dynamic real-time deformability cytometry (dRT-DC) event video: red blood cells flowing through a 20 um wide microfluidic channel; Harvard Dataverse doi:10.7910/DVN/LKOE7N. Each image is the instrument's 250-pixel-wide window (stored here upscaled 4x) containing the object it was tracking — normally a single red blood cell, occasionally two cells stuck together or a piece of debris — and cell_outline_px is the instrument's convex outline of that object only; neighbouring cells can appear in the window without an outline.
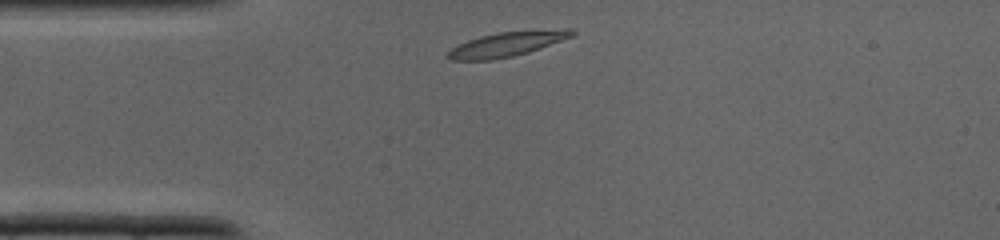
{"species": "common noctule bat (a hibernating species)", "species_latin": "Nyctalus noctula", "temperature_condition": "cold", "stored_images_in_passage": 24, "camera_frame_rate_fps": 3000, "um_per_image_px": 0.085, "animal": {"sex": "male", "body_mass_g": 19.0, "forearm_length_mm": 50.8}, "frame": {"image": 1, "passage_image": 1, "time_ms": 0.0, "image_size_px": [1000, 240], "cell_outline_px": [[576, 32], [572, 36], [540, 48], [528, 52], [512, 56], [492, 60], [452, 60], [444, 56], [452, 48], [468, 40], [480, 36], [496, 32], [564, 28], [572, 28]], "centroid_in_image_um": [43.1, 3.74], "position_along_channel_um": 41.9, "area_um2": 17.8}}
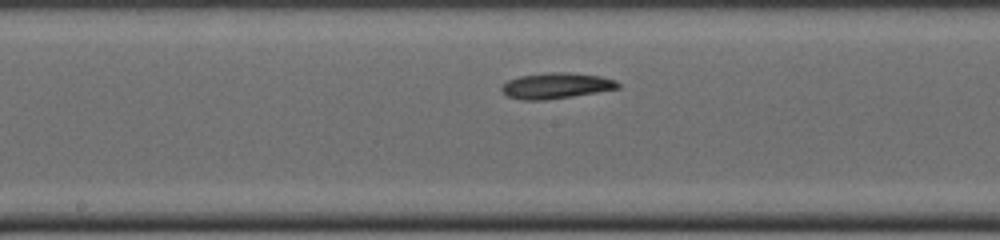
{"frame": {"image": 2, "passage_image": 11, "time_ms": 3.333, "image_size_px": [1000, 240], "cell_outline_px": [[620, 88], [572, 96], [544, 100], [520, 100], [508, 96], [500, 88], [508, 80], [520, 76], [552, 72], [568, 72], [600, 76], [616, 80], [620, 84]], "centroid_in_image_um": [47.28, 7.28], "position_along_channel_um": 200.9, "area_um2": 17.34}}
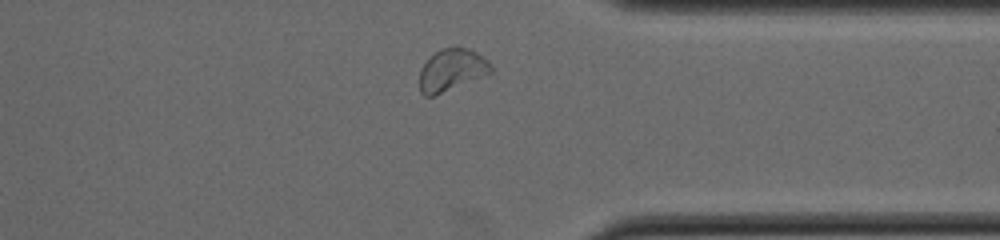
{"frame": {"image": 3, "passage_image": 21, "time_ms": 6.667, "image_size_px": [1000, 240], "cell_outline_px": [[492, 72], [432, 96], [424, 96], [420, 92], [420, 68], [440, 48], [468, 48], [476, 52], [488, 60], [492, 68]], "centroid_in_image_um": [38.38, 5.94], "position_along_channel_um": 373.0, "area_um2": 16.99}}